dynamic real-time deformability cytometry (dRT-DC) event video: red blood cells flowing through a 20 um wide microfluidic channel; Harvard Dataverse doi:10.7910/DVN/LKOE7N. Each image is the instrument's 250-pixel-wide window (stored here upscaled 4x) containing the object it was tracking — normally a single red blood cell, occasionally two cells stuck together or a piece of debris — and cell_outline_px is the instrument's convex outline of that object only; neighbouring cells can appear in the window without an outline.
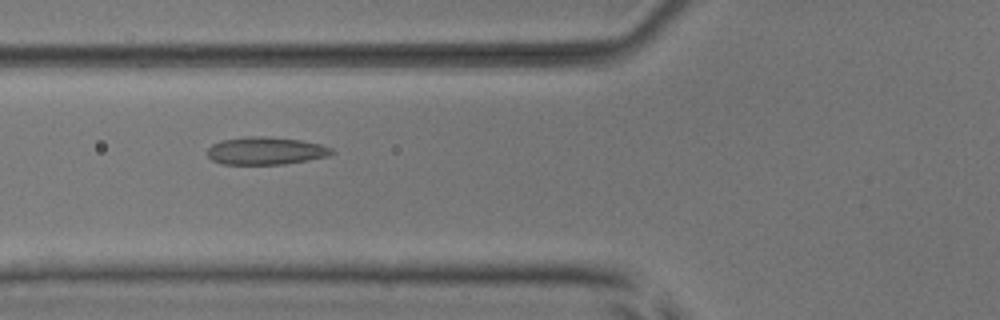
{"species": "common noctule bat (a hibernating species)", "species_latin": "Nyctalus noctula", "temperature_condition": "room temperature", "stored_images_in_passage": 9, "camera_frame_rate_fps": 3000, "um_per_image_px": 0.085, "animal": {"sex": "male", "body_mass_g": 17.9, "forearm_length_mm": 54.2}, "frame": {"image": 1, "passage_image": 6, "time_ms": 6.667, "image_size_px": [1000, 320], "cell_outline_px": [[336, 152], [328, 156], [308, 160], [284, 164], [220, 164], [212, 160], [208, 156], [208, 148], [212, 144], [220, 140], [248, 136], [264, 136], [300, 140], [320, 144], [332, 148]], "centroid_in_image_um": [22.58, 12.82], "position_along_channel_um": 103.2, "area_um2": 20.11}}
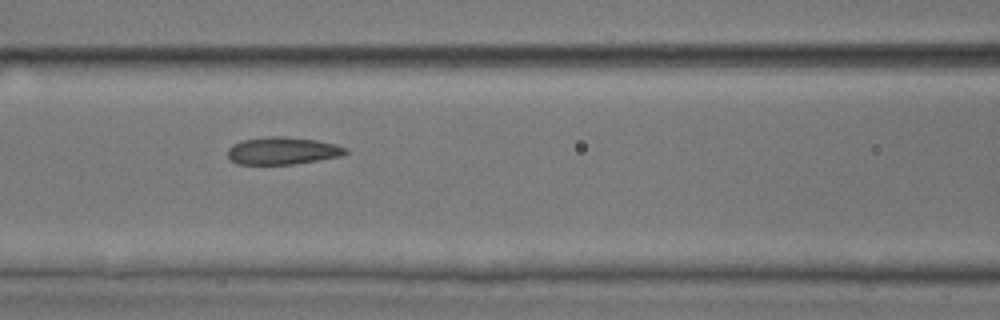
{"frame": {"image": 2, "passage_image": 7, "time_ms": 7.667, "image_size_px": [1000, 320], "cell_outline_px": [[348, 152], [340, 156], [292, 164], [236, 164], [228, 156], [228, 148], [232, 144], [240, 140], [268, 136], [284, 136], [316, 140], [336, 144], [348, 148]], "centroid_in_image_um": [23.99, 12.8], "position_along_channel_um": 142.6, "area_um2": 18.84}}
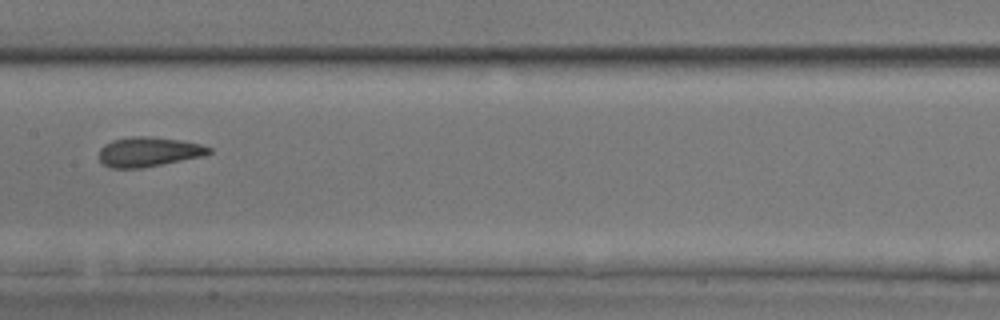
{"frame": {"image": 3, "passage_image": 8, "time_ms": 9.0, "image_size_px": [1000, 320], "cell_outline_px": [[212, 152], [204, 156], [140, 168], [112, 168], [104, 164], [100, 160], [100, 148], [104, 144], [112, 140], [132, 136], [152, 136], [180, 140], [200, 144], [212, 148]], "centroid_in_image_um": [12.64, 12.89], "position_along_channel_um": 194.8, "area_um2": 18.96}}